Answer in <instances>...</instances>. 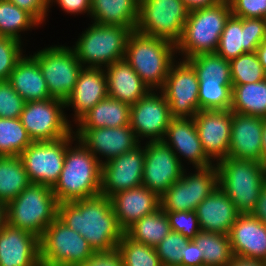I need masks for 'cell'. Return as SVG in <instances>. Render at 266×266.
Masks as SVG:
<instances>
[{
  "mask_svg": "<svg viewBox=\"0 0 266 266\" xmlns=\"http://www.w3.org/2000/svg\"><path fill=\"white\" fill-rule=\"evenodd\" d=\"M179 266H204L203 255H200L199 247L192 240L188 243Z\"/></svg>",
  "mask_w": 266,
  "mask_h": 266,
  "instance_id": "cell-50",
  "label": "cell"
},
{
  "mask_svg": "<svg viewBox=\"0 0 266 266\" xmlns=\"http://www.w3.org/2000/svg\"><path fill=\"white\" fill-rule=\"evenodd\" d=\"M173 118H193L199 112V80L196 71L186 61H175L161 89Z\"/></svg>",
  "mask_w": 266,
  "mask_h": 266,
  "instance_id": "cell-14",
  "label": "cell"
},
{
  "mask_svg": "<svg viewBox=\"0 0 266 266\" xmlns=\"http://www.w3.org/2000/svg\"><path fill=\"white\" fill-rule=\"evenodd\" d=\"M184 166L173 150L162 141H147L142 185L161 197L181 178Z\"/></svg>",
  "mask_w": 266,
  "mask_h": 266,
  "instance_id": "cell-16",
  "label": "cell"
},
{
  "mask_svg": "<svg viewBox=\"0 0 266 266\" xmlns=\"http://www.w3.org/2000/svg\"><path fill=\"white\" fill-rule=\"evenodd\" d=\"M227 266H266V261L234 256Z\"/></svg>",
  "mask_w": 266,
  "mask_h": 266,
  "instance_id": "cell-52",
  "label": "cell"
},
{
  "mask_svg": "<svg viewBox=\"0 0 266 266\" xmlns=\"http://www.w3.org/2000/svg\"><path fill=\"white\" fill-rule=\"evenodd\" d=\"M231 13L239 18H263L266 0H229Z\"/></svg>",
  "mask_w": 266,
  "mask_h": 266,
  "instance_id": "cell-46",
  "label": "cell"
},
{
  "mask_svg": "<svg viewBox=\"0 0 266 266\" xmlns=\"http://www.w3.org/2000/svg\"><path fill=\"white\" fill-rule=\"evenodd\" d=\"M0 266H41L39 237L6 224L0 231Z\"/></svg>",
  "mask_w": 266,
  "mask_h": 266,
  "instance_id": "cell-22",
  "label": "cell"
},
{
  "mask_svg": "<svg viewBox=\"0 0 266 266\" xmlns=\"http://www.w3.org/2000/svg\"><path fill=\"white\" fill-rule=\"evenodd\" d=\"M57 217L83 236L95 252L116 249L124 235L111 199L101 194L58 203Z\"/></svg>",
  "mask_w": 266,
  "mask_h": 266,
  "instance_id": "cell-1",
  "label": "cell"
},
{
  "mask_svg": "<svg viewBox=\"0 0 266 266\" xmlns=\"http://www.w3.org/2000/svg\"><path fill=\"white\" fill-rule=\"evenodd\" d=\"M22 43L17 39H0V81L8 80L17 62L24 56Z\"/></svg>",
  "mask_w": 266,
  "mask_h": 266,
  "instance_id": "cell-43",
  "label": "cell"
},
{
  "mask_svg": "<svg viewBox=\"0 0 266 266\" xmlns=\"http://www.w3.org/2000/svg\"><path fill=\"white\" fill-rule=\"evenodd\" d=\"M264 79L266 80V70L264 71Z\"/></svg>",
  "mask_w": 266,
  "mask_h": 266,
  "instance_id": "cell-57",
  "label": "cell"
},
{
  "mask_svg": "<svg viewBox=\"0 0 266 266\" xmlns=\"http://www.w3.org/2000/svg\"><path fill=\"white\" fill-rule=\"evenodd\" d=\"M75 131L73 133L76 138L101 164L136 148L140 144L130 125L115 128H77ZM100 155L106 159L101 160Z\"/></svg>",
  "mask_w": 266,
  "mask_h": 266,
  "instance_id": "cell-19",
  "label": "cell"
},
{
  "mask_svg": "<svg viewBox=\"0 0 266 266\" xmlns=\"http://www.w3.org/2000/svg\"><path fill=\"white\" fill-rule=\"evenodd\" d=\"M263 19H264V21H265V23H266V14L264 15Z\"/></svg>",
  "mask_w": 266,
  "mask_h": 266,
  "instance_id": "cell-58",
  "label": "cell"
},
{
  "mask_svg": "<svg viewBox=\"0 0 266 266\" xmlns=\"http://www.w3.org/2000/svg\"><path fill=\"white\" fill-rule=\"evenodd\" d=\"M171 230L188 239H193L200 231L199 220L195 211L166 212Z\"/></svg>",
  "mask_w": 266,
  "mask_h": 266,
  "instance_id": "cell-45",
  "label": "cell"
},
{
  "mask_svg": "<svg viewBox=\"0 0 266 266\" xmlns=\"http://www.w3.org/2000/svg\"><path fill=\"white\" fill-rule=\"evenodd\" d=\"M75 147L67 146L64 166L56 184L51 188L58 203L71 202L99 195L101 192V163L76 138Z\"/></svg>",
  "mask_w": 266,
  "mask_h": 266,
  "instance_id": "cell-2",
  "label": "cell"
},
{
  "mask_svg": "<svg viewBox=\"0 0 266 266\" xmlns=\"http://www.w3.org/2000/svg\"><path fill=\"white\" fill-rule=\"evenodd\" d=\"M104 72L112 99L133 105L150 91L125 58L105 67Z\"/></svg>",
  "mask_w": 266,
  "mask_h": 266,
  "instance_id": "cell-28",
  "label": "cell"
},
{
  "mask_svg": "<svg viewBox=\"0 0 266 266\" xmlns=\"http://www.w3.org/2000/svg\"><path fill=\"white\" fill-rule=\"evenodd\" d=\"M31 184L19 156H0V201L8 204Z\"/></svg>",
  "mask_w": 266,
  "mask_h": 266,
  "instance_id": "cell-34",
  "label": "cell"
},
{
  "mask_svg": "<svg viewBox=\"0 0 266 266\" xmlns=\"http://www.w3.org/2000/svg\"><path fill=\"white\" fill-rule=\"evenodd\" d=\"M4 36L2 35V33L0 32V39H2Z\"/></svg>",
  "mask_w": 266,
  "mask_h": 266,
  "instance_id": "cell-59",
  "label": "cell"
},
{
  "mask_svg": "<svg viewBox=\"0 0 266 266\" xmlns=\"http://www.w3.org/2000/svg\"><path fill=\"white\" fill-rule=\"evenodd\" d=\"M232 85L264 80V70L256 52L245 53L229 61Z\"/></svg>",
  "mask_w": 266,
  "mask_h": 266,
  "instance_id": "cell-41",
  "label": "cell"
},
{
  "mask_svg": "<svg viewBox=\"0 0 266 266\" xmlns=\"http://www.w3.org/2000/svg\"><path fill=\"white\" fill-rule=\"evenodd\" d=\"M124 266H162L155 247L131 240L125 234L118 243Z\"/></svg>",
  "mask_w": 266,
  "mask_h": 266,
  "instance_id": "cell-40",
  "label": "cell"
},
{
  "mask_svg": "<svg viewBox=\"0 0 266 266\" xmlns=\"http://www.w3.org/2000/svg\"><path fill=\"white\" fill-rule=\"evenodd\" d=\"M25 104L8 80L0 81V118H20Z\"/></svg>",
  "mask_w": 266,
  "mask_h": 266,
  "instance_id": "cell-44",
  "label": "cell"
},
{
  "mask_svg": "<svg viewBox=\"0 0 266 266\" xmlns=\"http://www.w3.org/2000/svg\"><path fill=\"white\" fill-rule=\"evenodd\" d=\"M176 44L163 38L133 31L127 41L125 60L150 90L163 88L176 61Z\"/></svg>",
  "mask_w": 266,
  "mask_h": 266,
  "instance_id": "cell-3",
  "label": "cell"
},
{
  "mask_svg": "<svg viewBox=\"0 0 266 266\" xmlns=\"http://www.w3.org/2000/svg\"><path fill=\"white\" fill-rule=\"evenodd\" d=\"M201 231L229 234L240 214L225 192L217 186L195 210Z\"/></svg>",
  "mask_w": 266,
  "mask_h": 266,
  "instance_id": "cell-27",
  "label": "cell"
},
{
  "mask_svg": "<svg viewBox=\"0 0 266 266\" xmlns=\"http://www.w3.org/2000/svg\"><path fill=\"white\" fill-rule=\"evenodd\" d=\"M159 94L157 90H150L131 105L130 126L139 142L142 138V140L148 138L150 142L162 141L173 118L169 104L161 90Z\"/></svg>",
  "mask_w": 266,
  "mask_h": 266,
  "instance_id": "cell-15",
  "label": "cell"
},
{
  "mask_svg": "<svg viewBox=\"0 0 266 266\" xmlns=\"http://www.w3.org/2000/svg\"><path fill=\"white\" fill-rule=\"evenodd\" d=\"M131 105L107 97L84 114L77 128H103L130 125Z\"/></svg>",
  "mask_w": 266,
  "mask_h": 266,
  "instance_id": "cell-31",
  "label": "cell"
},
{
  "mask_svg": "<svg viewBox=\"0 0 266 266\" xmlns=\"http://www.w3.org/2000/svg\"><path fill=\"white\" fill-rule=\"evenodd\" d=\"M132 32L125 27L92 22L72 49L83 67L104 68L125 58L127 41Z\"/></svg>",
  "mask_w": 266,
  "mask_h": 266,
  "instance_id": "cell-7",
  "label": "cell"
},
{
  "mask_svg": "<svg viewBox=\"0 0 266 266\" xmlns=\"http://www.w3.org/2000/svg\"><path fill=\"white\" fill-rule=\"evenodd\" d=\"M192 241L203 255L204 266H227L234 257L229 234L200 231Z\"/></svg>",
  "mask_w": 266,
  "mask_h": 266,
  "instance_id": "cell-35",
  "label": "cell"
},
{
  "mask_svg": "<svg viewBox=\"0 0 266 266\" xmlns=\"http://www.w3.org/2000/svg\"><path fill=\"white\" fill-rule=\"evenodd\" d=\"M230 109L234 113L266 118V80L232 85Z\"/></svg>",
  "mask_w": 266,
  "mask_h": 266,
  "instance_id": "cell-32",
  "label": "cell"
},
{
  "mask_svg": "<svg viewBox=\"0 0 266 266\" xmlns=\"http://www.w3.org/2000/svg\"><path fill=\"white\" fill-rule=\"evenodd\" d=\"M110 199L118 223L124 231L160 208V197L143 185L118 192Z\"/></svg>",
  "mask_w": 266,
  "mask_h": 266,
  "instance_id": "cell-26",
  "label": "cell"
},
{
  "mask_svg": "<svg viewBox=\"0 0 266 266\" xmlns=\"http://www.w3.org/2000/svg\"><path fill=\"white\" fill-rule=\"evenodd\" d=\"M32 142L20 118H0V156H19Z\"/></svg>",
  "mask_w": 266,
  "mask_h": 266,
  "instance_id": "cell-38",
  "label": "cell"
},
{
  "mask_svg": "<svg viewBox=\"0 0 266 266\" xmlns=\"http://www.w3.org/2000/svg\"><path fill=\"white\" fill-rule=\"evenodd\" d=\"M145 146L134 149L101 164V195L111 198L121 191L142 185Z\"/></svg>",
  "mask_w": 266,
  "mask_h": 266,
  "instance_id": "cell-17",
  "label": "cell"
},
{
  "mask_svg": "<svg viewBox=\"0 0 266 266\" xmlns=\"http://www.w3.org/2000/svg\"><path fill=\"white\" fill-rule=\"evenodd\" d=\"M266 39L263 18H239L232 14L227 19L216 53L225 60H232L245 53L256 52Z\"/></svg>",
  "mask_w": 266,
  "mask_h": 266,
  "instance_id": "cell-18",
  "label": "cell"
},
{
  "mask_svg": "<svg viewBox=\"0 0 266 266\" xmlns=\"http://www.w3.org/2000/svg\"><path fill=\"white\" fill-rule=\"evenodd\" d=\"M76 141L70 135L55 141L32 142L20 155L31 184L53 187L64 166L67 146Z\"/></svg>",
  "mask_w": 266,
  "mask_h": 266,
  "instance_id": "cell-13",
  "label": "cell"
},
{
  "mask_svg": "<svg viewBox=\"0 0 266 266\" xmlns=\"http://www.w3.org/2000/svg\"><path fill=\"white\" fill-rule=\"evenodd\" d=\"M256 53L259 58V62L261 63L263 70H266V39L263 40L259 46L256 48Z\"/></svg>",
  "mask_w": 266,
  "mask_h": 266,
  "instance_id": "cell-54",
  "label": "cell"
},
{
  "mask_svg": "<svg viewBox=\"0 0 266 266\" xmlns=\"http://www.w3.org/2000/svg\"><path fill=\"white\" fill-rule=\"evenodd\" d=\"M188 13L182 0H140L135 30L176 44L182 36Z\"/></svg>",
  "mask_w": 266,
  "mask_h": 266,
  "instance_id": "cell-10",
  "label": "cell"
},
{
  "mask_svg": "<svg viewBox=\"0 0 266 266\" xmlns=\"http://www.w3.org/2000/svg\"><path fill=\"white\" fill-rule=\"evenodd\" d=\"M64 108L65 102L55 98L26 102L20 121L33 142L55 141L73 132Z\"/></svg>",
  "mask_w": 266,
  "mask_h": 266,
  "instance_id": "cell-12",
  "label": "cell"
},
{
  "mask_svg": "<svg viewBox=\"0 0 266 266\" xmlns=\"http://www.w3.org/2000/svg\"><path fill=\"white\" fill-rule=\"evenodd\" d=\"M262 132V117L233 112L228 157L263 163Z\"/></svg>",
  "mask_w": 266,
  "mask_h": 266,
  "instance_id": "cell-23",
  "label": "cell"
},
{
  "mask_svg": "<svg viewBox=\"0 0 266 266\" xmlns=\"http://www.w3.org/2000/svg\"><path fill=\"white\" fill-rule=\"evenodd\" d=\"M171 231L166 212L160 207L133 223L124 231V234L133 241L155 247Z\"/></svg>",
  "mask_w": 266,
  "mask_h": 266,
  "instance_id": "cell-33",
  "label": "cell"
},
{
  "mask_svg": "<svg viewBox=\"0 0 266 266\" xmlns=\"http://www.w3.org/2000/svg\"><path fill=\"white\" fill-rule=\"evenodd\" d=\"M232 85L217 80L199 81V106L201 110H228L231 106Z\"/></svg>",
  "mask_w": 266,
  "mask_h": 266,
  "instance_id": "cell-39",
  "label": "cell"
},
{
  "mask_svg": "<svg viewBox=\"0 0 266 266\" xmlns=\"http://www.w3.org/2000/svg\"><path fill=\"white\" fill-rule=\"evenodd\" d=\"M234 256L266 261V224L252 214H239L229 232Z\"/></svg>",
  "mask_w": 266,
  "mask_h": 266,
  "instance_id": "cell-24",
  "label": "cell"
},
{
  "mask_svg": "<svg viewBox=\"0 0 266 266\" xmlns=\"http://www.w3.org/2000/svg\"><path fill=\"white\" fill-rule=\"evenodd\" d=\"M186 61L196 71L199 81L215 79L224 85H232L230 63L216 52L198 54Z\"/></svg>",
  "mask_w": 266,
  "mask_h": 266,
  "instance_id": "cell-37",
  "label": "cell"
},
{
  "mask_svg": "<svg viewBox=\"0 0 266 266\" xmlns=\"http://www.w3.org/2000/svg\"><path fill=\"white\" fill-rule=\"evenodd\" d=\"M6 204L0 201V231L7 224Z\"/></svg>",
  "mask_w": 266,
  "mask_h": 266,
  "instance_id": "cell-56",
  "label": "cell"
},
{
  "mask_svg": "<svg viewBox=\"0 0 266 266\" xmlns=\"http://www.w3.org/2000/svg\"><path fill=\"white\" fill-rule=\"evenodd\" d=\"M140 0H91L93 23L129 28L135 31Z\"/></svg>",
  "mask_w": 266,
  "mask_h": 266,
  "instance_id": "cell-30",
  "label": "cell"
},
{
  "mask_svg": "<svg viewBox=\"0 0 266 266\" xmlns=\"http://www.w3.org/2000/svg\"><path fill=\"white\" fill-rule=\"evenodd\" d=\"M108 97L104 68L83 67L65 107L74 109L75 123L101 100Z\"/></svg>",
  "mask_w": 266,
  "mask_h": 266,
  "instance_id": "cell-25",
  "label": "cell"
},
{
  "mask_svg": "<svg viewBox=\"0 0 266 266\" xmlns=\"http://www.w3.org/2000/svg\"><path fill=\"white\" fill-rule=\"evenodd\" d=\"M251 214L262 223L266 224V183L261 190L256 207Z\"/></svg>",
  "mask_w": 266,
  "mask_h": 266,
  "instance_id": "cell-51",
  "label": "cell"
},
{
  "mask_svg": "<svg viewBox=\"0 0 266 266\" xmlns=\"http://www.w3.org/2000/svg\"><path fill=\"white\" fill-rule=\"evenodd\" d=\"M14 5L30 13L40 25L48 16L49 0H10Z\"/></svg>",
  "mask_w": 266,
  "mask_h": 266,
  "instance_id": "cell-48",
  "label": "cell"
},
{
  "mask_svg": "<svg viewBox=\"0 0 266 266\" xmlns=\"http://www.w3.org/2000/svg\"><path fill=\"white\" fill-rule=\"evenodd\" d=\"M40 23L26 10L14 5L10 0H0V32L4 37L21 41V33Z\"/></svg>",
  "mask_w": 266,
  "mask_h": 266,
  "instance_id": "cell-36",
  "label": "cell"
},
{
  "mask_svg": "<svg viewBox=\"0 0 266 266\" xmlns=\"http://www.w3.org/2000/svg\"><path fill=\"white\" fill-rule=\"evenodd\" d=\"M186 7L191 10L213 6L219 3L221 0H182Z\"/></svg>",
  "mask_w": 266,
  "mask_h": 266,
  "instance_id": "cell-53",
  "label": "cell"
},
{
  "mask_svg": "<svg viewBox=\"0 0 266 266\" xmlns=\"http://www.w3.org/2000/svg\"><path fill=\"white\" fill-rule=\"evenodd\" d=\"M7 224L43 235L44 230L57 218L58 202L51 187L30 184L6 205Z\"/></svg>",
  "mask_w": 266,
  "mask_h": 266,
  "instance_id": "cell-6",
  "label": "cell"
},
{
  "mask_svg": "<svg viewBox=\"0 0 266 266\" xmlns=\"http://www.w3.org/2000/svg\"><path fill=\"white\" fill-rule=\"evenodd\" d=\"M8 81L26 102L52 98L38 62L31 55L17 62Z\"/></svg>",
  "mask_w": 266,
  "mask_h": 266,
  "instance_id": "cell-29",
  "label": "cell"
},
{
  "mask_svg": "<svg viewBox=\"0 0 266 266\" xmlns=\"http://www.w3.org/2000/svg\"><path fill=\"white\" fill-rule=\"evenodd\" d=\"M231 14L229 1L223 0L213 6L189 11L182 36L176 43V53L182 54L183 60L198 54L215 53Z\"/></svg>",
  "mask_w": 266,
  "mask_h": 266,
  "instance_id": "cell-5",
  "label": "cell"
},
{
  "mask_svg": "<svg viewBox=\"0 0 266 266\" xmlns=\"http://www.w3.org/2000/svg\"><path fill=\"white\" fill-rule=\"evenodd\" d=\"M262 156H263V163L266 164V118H263Z\"/></svg>",
  "mask_w": 266,
  "mask_h": 266,
  "instance_id": "cell-55",
  "label": "cell"
},
{
  "mask_svg": "<svg viewBox=\"0 0 266 266\" xmlns=\"http://www.w3.org/2000/svg\"><path fill=\"white\" fill-rule=\"evenodd\" d=\"M216 166L218 186L240 214H251L266 183V164L227 157Z\"/></svg>",
  "mask_w": 266,
  "mask_h": 266,
  "instance_id": "cell-4",
  "label": "cell"
},
{
  "mask_svg": "<svg viewBox=\"0 0 266 266\" xmlns=\"http://www.w3.org/2000/svg\"><path fill=\"white\" fill-rule=\"evenodd\" d=\"M232 114L231 109L200 110L193 117L204 152L215 164L228 157Z\"/></svg>",
  "mask_w": 266,
  "mask_h": 266,
  "instance_id": "cell-20",
  "label": "cell"
},
{
  "mask_svg": "<svg viewBox=\"0 0 266 266\" xmlns=\"http://www.w3.org/2000/svg\"><path fill=\"white\" fill-rule=\"evenodd\" d=\"M49 2L50 5H52L53 2L56 4L58 3L63 11H66L71 15H76L78 13H87V15H90L91 13V0H49Z\"/></svg>",
  "mask_w": 266,
  "mask_h": 266,
  "instance_id": "cell-49",
  "label": "cell"
},
{
  "mask_svg": "<svg viewBox=\"0 0 266 266\" xmlns=\"http://www.w3.org/2000/svg\"><path fill=\"white\" fill-rule=\"evenodd\" d=\"M163 141L173 150L181 165L183 156L195 169L215 164L204 152L193 118H172Z\"/></svg>",
  "mask_w": 266,
  "mask_h": 266,
  "instance_id": "cell-21",
  "label": "cell"
},
{
  "mask_svg": "<svg viewBox=\"0 0 266 266\" xmlns=\"http://www.w3.org/2000/svg\"><path fill=\"white\" fill-rule=\"evenodd\" d=\"M77 266H124L121 252L116 248L111 251L94 252L84 263Z\"/></svg>",
  "mask_w": 266,
  "mask_h": 266,
  "instance_id": "cell-47",
  "label": "cell"
},
{
  "mask_svg": "<svg viewBox=\"0 0 266 266\" xmlns=\"http://www.w3.org/2000/svg\"><path fill=\"white\" fill-rule=\"evenodd\" d=\"M41 266H77L95 252L88 241L58 217L39 238Z\"/></svg>",
  "mask_w": 266,
  "mask_h": 266,
  "instance_id": "cell-8",
  "label": "cell"
},
{
  "mask_svg": "<svg viewBox=\"0 0 266 266\" xmlns=\"http://www.w3.org/2000/svg\"><path fill=\"white\" fill-rule=\"evenodd\" d=\"M217 186L218 171L216 164L196 168L193 174H187L186 169H184L181 178L174 182L160 197V207L164 212L195 211L197 206Z\"/></svg>",
  "mask_w": 266,
  "mask_h": 266,
  "instance_id": "cell-11",
  "label": "cell"
},
{
  "mask_svg": "<svg viewBox=\"0 0 266 266\" xmlns=\"http://www.w3.org/2000/svg\"><path fill=\"white\" fill-rule=\"evenodd\" d=\"M31 56L38 62L52 98L65 102L72 94L83 68L75 51L72 47L52 45Z\"/></svg>",
  "mask_w": 266,
  "mask_h": 266,
  "instance_id": "cell-9",
  "label": "cell"
},
{
  "mask_svg": "<svg viewBox=\"0 0 266 266\" xmlns=\"http://www.w3.org/2000/svg\"><path fill=\"white\" fill-rule=\"evenodd\" d=\"M191 239L171 231L162 241L155 246V250L162 266H179L185 256L186 247Z\"/></svg>",
  "mask_w": 266,
  "mask_h": 266,
  "instance_id": "cell-42",
  "label": "cell"
}]
</instances>
